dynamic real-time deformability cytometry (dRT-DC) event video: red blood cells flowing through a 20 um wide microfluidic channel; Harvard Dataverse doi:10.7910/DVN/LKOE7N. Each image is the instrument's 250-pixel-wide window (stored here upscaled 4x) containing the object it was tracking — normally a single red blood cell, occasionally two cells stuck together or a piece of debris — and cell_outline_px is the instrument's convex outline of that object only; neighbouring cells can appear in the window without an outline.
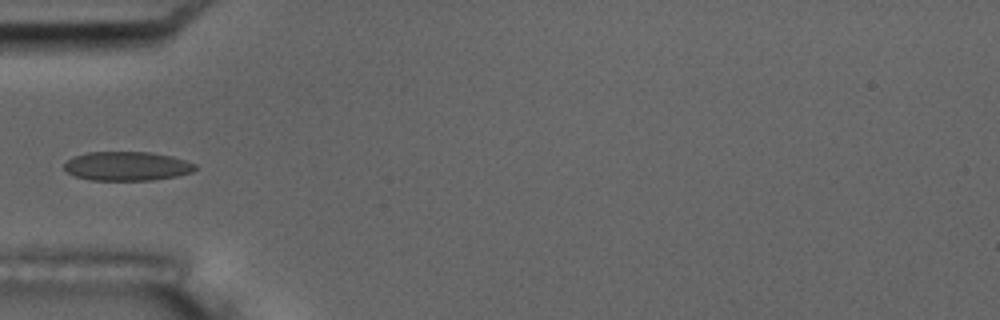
{"species": "common noctule bat (a hibernating species)", "species_latin": "Nyctalus noctula", "temperature_condition": "room temperature", "stored_images_in_passage": 15, "camera_frame_rate_fps": 3000, "um_per_image_px": 0.085, "animal": {"sex": "male", "body_mass_g": 17.5, "forearm_length_mm": 52.3}, "frame": {"image": 1, "passage_image": 5, "time_ms": 5.333, "image_size_px": [1000, 320], "cell_outline_px": [[196, 168], [192, 172], [176, 176], [152, 180], [92, 180], [76, 176], [68, 172], [64, 168], [64, 164], [72, 156], [88, 152], [148, 152], [172, 156], [196, 164]], "centroid_in_image_um": [10.79, 14.12], "position_along_channel_um": 74.2, "area_um2": 22.08}, "authors_computed_cell_mechanics": {"area_um2": 21.2704, "velocity_mm_per_s": 3.4946, "shape_relaxation_time_tau1_ms": 3.8063, "shape_relaxation_time_tau2_ms": 0.8439, "deformation_change_tau1": 0.097, "deformation_change_tau2": 0.0562}}